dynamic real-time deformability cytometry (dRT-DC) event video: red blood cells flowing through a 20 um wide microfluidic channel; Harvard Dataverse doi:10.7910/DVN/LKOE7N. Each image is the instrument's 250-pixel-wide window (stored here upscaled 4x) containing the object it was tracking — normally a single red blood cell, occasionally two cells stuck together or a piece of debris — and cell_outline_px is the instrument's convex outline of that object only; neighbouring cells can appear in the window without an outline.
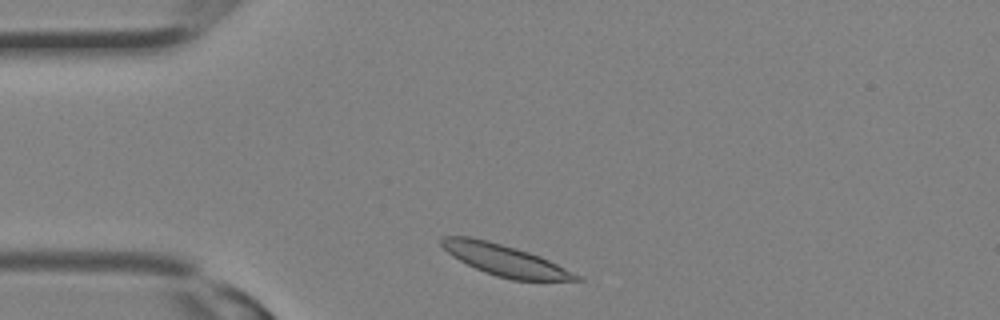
{"species": "Egyptian fruit bat (a non-hibernating species)", "species_latin": "Rousettus aegyptiacus", "temperature_condition": "room temperature", "stored_images_in_passage": 16, "camera_frame_rate_fps": 3000, "um_per_image_px": 0.085, "animal": {"sex": "female"}, "frame": {"image": 1, "passage_image": 2, "time_ms": 0.333, "image_size_px": [1000, 320], "cell_outline_px": [[584, 280], [512, 280], [496, 276], [484, 272], [452, 256], [440, 244], [440, 236], [468, 236], [488, 240], [516, 248], [540, 256], [584, 276]], "centroid_in_image_um": [42.94, 22.11], "position_along_channel_um": 42.1, "area_um2": 24.51}}
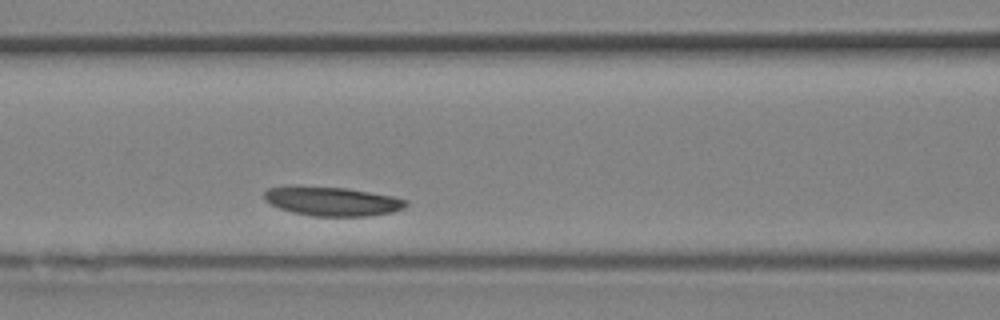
{"frame": {"image": 2, "passage_image": 8, "time_ms": 2.333, "image_size_px": [1000, 320], "cell_outline_px": [[408, 204], [404, 208], [392, 212], [368, 216], [312, 216], [292, 212], [280, 208], [264, 200], [264, 192], [268, 188], [288, 184], [292, 184], [348, 188], [392, 196], [408, 200]], "centroid_in_image_um": [28.19, 17.08], "position_along_channel_um": 138.4, "area_um2": 24.51}}
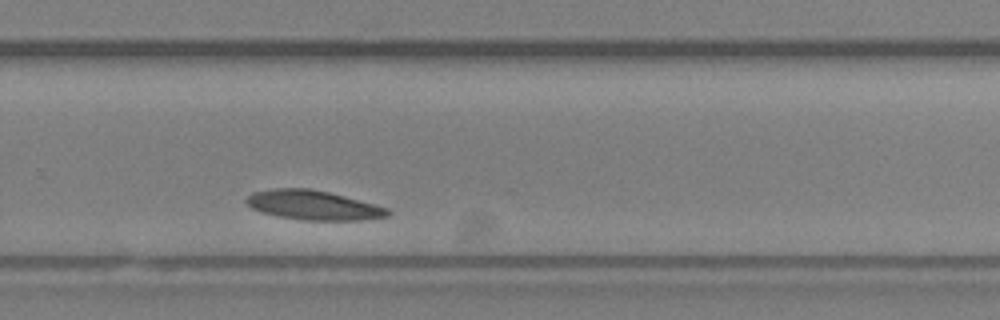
{"frame": {"image": 3, "passage_image": 16, "time_ms": 5.0, "image_size_px": [1000, 320], "cell_outline_px": [[392, 212], [388, 216], [360, 220], [304, 220], [276, 216], [252, 208], [244, 200], [252, 192], [276, 188], [312, 188], [344, 196], [388, 208]], "centroid_in_image_um": [26.62, 17.43], "position_along_channel_um": 303.2, "area_um2": 24.1}}